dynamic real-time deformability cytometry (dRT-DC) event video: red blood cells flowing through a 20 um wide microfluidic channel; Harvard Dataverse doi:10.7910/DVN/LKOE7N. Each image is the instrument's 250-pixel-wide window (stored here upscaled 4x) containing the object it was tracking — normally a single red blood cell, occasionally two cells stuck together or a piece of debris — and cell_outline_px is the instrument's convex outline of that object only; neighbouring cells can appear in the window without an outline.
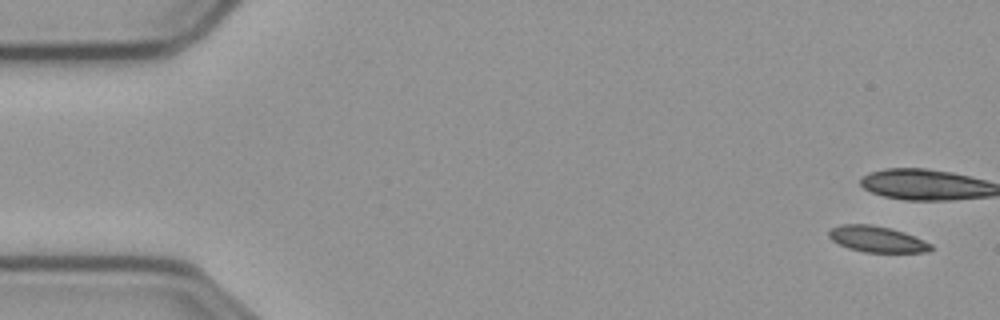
{"species": "common noctule bat (a hibernating species)", "species_latin": "Nyctalus noctula", "temperature_condition": "cold", "stored_images_in_passage": 9, "camera_frame_rate_fps": 3000, "um_per_image_px": 0.085, "animal": {"sex": "male", "body_mass_g": 23.1, "forearm_length_mm": 52.7}, "frame": {"image": 1, "passage_image": 1, "time_ms": 0.0, "image_size_px": [1000, 320], "cell_outline_px": [[932, 248], [928, 252], [864, 252], [848, 248], [832, 240], [828, 236], [828, 232], [832, 228], [840, 224], [872, 224], [904, 232], [932, 244]], "centroid_in_image_um": [74.52, 20.32], "position_along_channel_um": 10.5, "area_um2": 15.37}}